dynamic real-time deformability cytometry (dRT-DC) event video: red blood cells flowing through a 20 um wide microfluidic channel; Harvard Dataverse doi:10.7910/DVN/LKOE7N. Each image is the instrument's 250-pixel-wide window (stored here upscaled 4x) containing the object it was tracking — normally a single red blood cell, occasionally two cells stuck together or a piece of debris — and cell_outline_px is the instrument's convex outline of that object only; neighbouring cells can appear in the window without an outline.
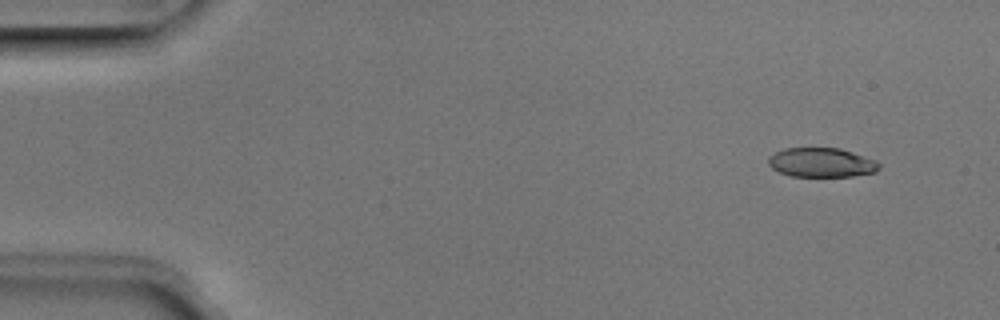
{"species": "Egyptian fruit bat (a non-hibernating species)", "species_latin": "Rousettus aegyptiacus", "temperature_condition": "room temperature", "stored_images_in_passage": 4, "camera_frame_rate_fps": 3000, "um_per_image_px": 0.085, "animal": {"sex": "male"}, "frame": {"image": 1, "passage_image": 1, "time_ms": 0.0, "image_size_px": [1000, 320], "cell_outline_px": [[880, 168], [876, 172], [852, 176], [792, 176], [780, 172], [772, 168], [768, 164], [768, 156], [784, 148], [840, 148], [876, 160], [880, 164]], "centroid_in_image_um": [69.83, 13.81], "position_along_channel_um": 15.2, "area_um2": 18.9}}